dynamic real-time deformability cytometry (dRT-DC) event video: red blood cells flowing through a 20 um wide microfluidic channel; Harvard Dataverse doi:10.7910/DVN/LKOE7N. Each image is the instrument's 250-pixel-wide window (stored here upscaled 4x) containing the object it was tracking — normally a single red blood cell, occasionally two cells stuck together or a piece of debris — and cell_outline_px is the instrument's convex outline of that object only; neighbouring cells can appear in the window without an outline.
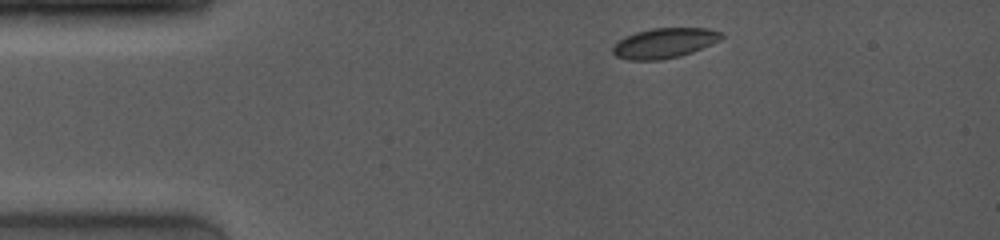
{"species": "common noctule bat (a hibernating species)", "species_latin": "Nyctalus noctula", "temperature_condition": "room temperature", "stored_images_in_passage": 8, "camera_frame_rate_fps": 4000, "um_per_image_px": 0.085, "animal": {"sex": "female", "body_mass_g": 19.0, "forearm_length_mm": 53.3}, "frame": {"image": 1, "passage_image": 1, "time_ms": 0.0, "image_size_px": [1000, 240], "cell_outline_px": [[724, 36], [720, 40], [692, 52], [680, 56], [660, 60], [628, 60], [616, 56], [612, 52], [612, 48], [624, 36], [636, 32], [652, 28], [708, 28], [720, 32]], "centroid_in_image_um": [56.46, 3.66], "position_along_channel_um": 28.5, "area_um2": 18.96}}
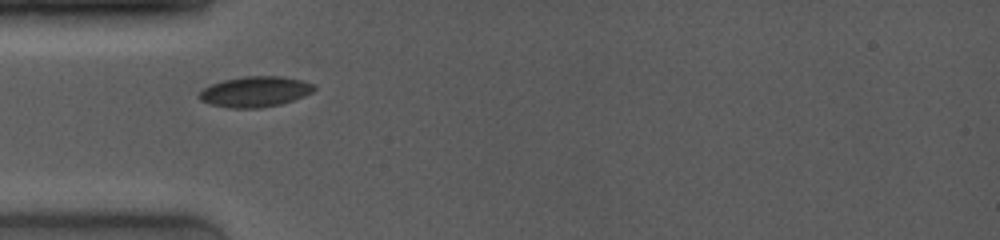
{"frame": {"image": 2, "passage_image": 4, "time_ms": 2.25, "image_size_px": [1000, 240], "cell_outline_px": [[316, 88], [312, 92], [304, 96], [280, 104], [260, 108], [228, 108], [208, 104], [200, 100], [196, 96], [204, 88], [212, 84], [224, 80], [244, 76], [284, 76], [316, 84]], "centroid_in_image_um": [21.67, 7.79], "position_along_channel_um": 63.3, "area_um2": 20.58}}
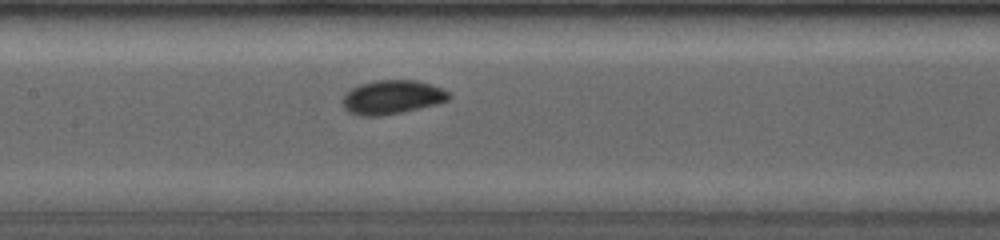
{"frame": {"image": 3, "passage_image": 8, "time_ms": 5.0, "image_size_px": [1000, 240], "cell_outline_px": [[452, 96], [448, 100], [436, 104], [400, 112], [380, 116], [360, 116], [348, 112], [344, 108], [344, 92], [360, 84], [376, 80], [416, 80], [432, 84], [448, 92]], "centroid_in_image_um": [33.31, 8.25], "position_along_channel_um": 174.1, "area_um2": 20.92}}